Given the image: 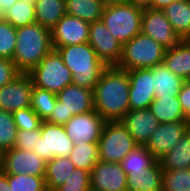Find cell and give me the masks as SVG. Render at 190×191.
Listing matches in <instances>:
<instances>
[{
  "label": "cell",
  "mask_w": 190,
  "mask_h": 191,
  "mask_svg": "<svg viewBox=\"0 0 190 191\" xmlns=\"http://www.w3.org/2000/svg\"><path fill=\"white\" fill-rule=\"evenodd\" d=\"M120 122L140 146L147 144L152 133L157 130L160 125V122L150 108L129 110Z\"/></svg>",
  "instance_id": "cell-18"
},
{
  "label": "cell",
  "mask_w": 190,
  "mask_h": 191,
  "mask_svg": "<svg viewBox=\"0 0 190 191\" xmlns=\"http://www.w3.org/2000/svg\"><path fill=\"white\" fill-rule=\"evenodd\" d=\"M106 121L95 111L72 116L66 124L65 131L73 145L98 143Z\"/></svg>",
  "instance_id": "cell-9"
},
{
  "label": "cell",
  "mask_w": 190,
  "mask_h": 191,
  "mask_svg": "<svg viewBox=\"0 0 190 191\" xmlns=\"http://www.w3.org/2000/svg\"><path fill=\"white\" fill-rule=\"evenodd\" d=\"M66 14L92 23L101 19L104 6L99 0H65Z\"/></svg>",
  "instance_id": "cell-28"
},
{
  "label": "cell",
  "mask_w": 190,
  "mask_h": 191,
  "mask_svg": "<svg viewBox=\"0 0 190 191\" xmlns=\"http://www.w3.org/2000/svg\"><path fill=\"white\" fill-rule=\"evenodd\" d=\"M16 40V28L6 20L0 21V58L12 60Z\"/></svg>",
  "instance_id": "cell-36"
},
{
  "label": "cell",
  "mask_w": 190,
  "mask_h": 191,
  "mask_svg": "<svg viewBox=\"0 0 190 191\" xmlns=\"http://www.w3.org/2000/svg\"><path fill=\"white\" fill-rule=\"evenodd\" d=\"M153 73L155 98L178 96L184 79L171 72L162 62L150 68Z\"/></svg>",
  "instance_id": "cell-21"
},
{
  "label": "cell",
  "mask_w": 190,
  "mask_h": 191,
  "mask_svg": "<svg viewBox=\"0 0 190 191\" xmlns=\"http://www.w3.org/2000/svg\"><path fill=\"white\" fill-rule=\"evenodd\" d=\"M16 35L12 61L21 73H29L53 50L51 31L33 23L16 28Z\"/></svg>",
  "instance_id": "cell-3"
},
{
  "label": "cell",
  "mask_w": 190,
  "mask_h": 191,
  "mask_svg": "<svg viewBox=\"0 0 190 191\" xmlns=\"http://www.w3.org/2000/svg\"><path fill=\"white\" fill-rule=\"evenodd\" d=\"M156 159L145 146L138 145L130 151L120 162L122 169L126 174L131 171H138L149 168Z\"/></svg>",
  "instance_id": "cell-32"
},
{
  "label": "cell",
  "mask_w": 190,
  "mask_h": 191,
  "mask_svg": "<svg viewBox=\"0 0 190 191\" xmlns=\"http://www.w3.org/2000/svg\"><path fill=\"white\" fill-rule=\"evenodd\" d=\"M68 157L76 168L91 172L99 161L98 143L73 145Z\"/></svg>",
  "instance_id": "cell-29"
},
{
  "label": "cell",
  "mask_w": 190,
  "mask_h": 191,
  "mask_svg": "<svg viewBox=\"0 0 190 191\" xmlns=\"http://www.w3.org/2000/svg\"><path fill=\"white\" fill-rule=\"evenodd\" d=\"M65 14V0H37L35 3V23L50 31Z\"/></svg>",
  "instance_id": "cell-24"
},
{
  "label": "cell",
  "mask_w": 190,
  "mask_h": 191,
  "mask_svg": "<svg viewBox=\"0 0 190 191\" xmlns=\"http://www.w3.org/2000/svg\"><path fill=\"white\" fill-rule=\"evenodd\" d=\"M17 126L12 112L0 110V152L3 153L15 145Z\"/></svg>",
  "instance_id": "cell-35"
},
{
  "label": "cell",
  "mask_w": 190,
  "mask_h": 191,
  "mask_svg": "<svg viewBox=\"0 0 190 191\" xmlns=\"http://www.w3.org/2000/svg\"><path fill=\"white\" fill-rule=\"evenodd\" d=\"M57 98L66 110V117L94 110V90L70 84L57 94Z\"/></svg>",
  "instance_id": "cell-19"
},
{
  "label": "cell",
  "mask_w": 190,
  "mask_h": 191,
  "mask_svg": "<svg viewBox=\"0 0 190 191\" xmlns=\"http://www.w3.org/2000/svg\"><path fill=\"white\" fill-rule=\"evenodd\" d=\"M176 0H151V8L162 10Z\"/></svg>",
  "instance_id": "cell-43"
},
{
  "label": "cell",
  "mask_w": 190,
  "mask_h": 191,
  "mask_svg": "<svg viewBox=\"0 0 190 191\" xmlns=\"http://www.w3.org/2000/svg\"><path fill=\"white\" fill-rule=\"evenodd\" d=\"M11 191H47L44 176L8 174Z\"/></svg>",
  "instance_id": "cell-34"
},
{
  "label": "cell",
  "mask_w": 190,
  "mask_h": 191,
  "mask_svg": "<svg viewBox=\"0 0 190 191\" xmlns=\"http://www.w3.org/2000/svg\"><path fill=\"white\" fill-rule=\"evenodd\" d=\"M88 43L107 67L118 65L123 45L111 35L101 19L90 23Z\"/></svg>",
  "instance_id": "cell-11"
},
{
  "label": "cell",
  "mask_w": 190,
  "mask_h": 191,
  "mask_svg": "<svg viewBox=\"0 0 190 191\" xmlns=\"http://www.w3.org/2000/svg\"><path fill=\"white\" fill-rule=\"evenodd\" d=\"M20 73L12 60L0 58V87L13 81Z\"/></svg>",
  "instance_id": "cell-40"
},
{
  "label": "cell",
  "mask_w": 190,
  "mask_h": 191,
  "mask_svg": "<svg viewBox=\"0 0 190 191\" xmlns=\"http://www.w3.org/2000/svg\"><path fill=\"white\" fill-rule=\"evenodd\" d=\"M17 0H0V4L2 5V8L6 11L8 8H10Z\"/></svg>",
  "instance_id": "cell-47"
},
{
  "label": "cell",
  "mask_w": 190,
  "mask_h": 191,
  "mask_svg": "<svg viewBox=\"0 0 190 191\" xmlns=\"http://www.w3.org/2000/svg\"><path fill=\"white\" fill-rule=\"evenodd\" d=\"M5 10L2 8V5L0 4V21L5 20Z\"/></svg>",
  "instance_id": "cell-48"
},
{
  "label": "cell",
  "mask_w": 190,
  "mask_h": 191,
  "mask_svg": "<svg viewBox=\"0 0 190 191\" xmlns=\"http://www.w3.org/2000/svg\"><path fill=\"white\" fill-rule=\"evenodd\" d=\"M163 63L175 75L190 80V41L182 39L176 46L166 49Z\"/></svg>",
  "instance_id": "cell-22"
},
{
  "label": "cell",
  "mask_w": 190,
  "mask_h": 191,
  "mask_svg": "<svg viewBox=\"0 0 190 191\" xmlns=\"http://www.w3.org/2000/svg\"><path fill=\"white\" fill-rule=\"evenodd\" d=\"M141 32L167 49L182 40L172 29L163 11L158 9H143Z\"/></svg>",
  "instance_id": "cell-12"
},
{
  "label": "cell",
  "mask_w": 190,
  "mask_h": 191,
  "mask_svg": "<svg viewBox=\"0 0 190 191\" xmlns=\"http://www.w3.org/2000/svg\"><path fill=\"white\" fill-rule=\"evenodd\" d=\"M99 1L104 7L128 2V0H99Z\"/></svg>",
  "instance_id": "cell-46"
},
{
  "label": "cell",
  "mask_w": 190,
  "mask_h": 191,
  "mask_svg": "<svg viewBox=\"0 0 190 191\" xmlns=\"http://www.w3.org/2000/svg\"><path fill=\"white\" fill-rule=\"evenodd\" d=\"M91 191H127V174L121 163L98 161L90 172Z\"/></svg>",
  "instance_id": "cell-15"
},
{
  "label": "cell",
  "mask_w": 190,
  "mask_h": 191,
  "mask_svg": "<svg viewBox=\"0 0 190 191\" xmlns=\"http://www.w3.org/2000/svg\"><path fill=\"white\" fill-rule=\"evenodd\" d=\"M129 3L141 8H151V0H128Z\"/></svg>",
  "instance_id": "cell-45"
},
{
  "label": "cell",
  "mask_w": 190,
  "mask_h": 191,
  "mask_svg": "<svg viewBox=\"0 0 190 191\" xmlns=\"http://www.w3.org/2000/svg\"><path fill=\"white\" fill-rule=\"evenodd\" d=\"M90 23L65 14L51 30L52 46L63 47L88 42Z\"/></svg>",
  "instance_id": "cell-17"
},
{
  "label": "cell",
  "mask_w": 190,
  "mask_h": 191,
  "mask_svg": "<svg viewBox=\"0 0 190 191\" xmlns=\"http://www.w3.org/2000/svg\"><path fill=\"white\" fill-rule=\"evenodd\" d=\"M21 1H25L27 4H32V5H35V3L37 2V0H21Z\"/></svg>",
  "instance_id": "cell-49"
},
{
  "label": "cell",
  "mask_w": 190,
  "mask_h": 191,
  "mask_svg": "<svg viewBox=\"0 0 190 191\" xmlns=\"http://www.w3.org/2000/svg\"><path fill=\"white\" fill-rule=\"evenodd\" d=\"M178 99L186 120H190V80L184 81L182 88L179 91Z\"/></svg>",
  "instance_id": "cell-41"
},
{
  "label": "cell",
  "mask_w": 190,
  "mask_h": 191,
  "mask_svg": "<svg viewBox=\"0 0 190 191\" xmlns=\"http://www.w3.org/2000/svg\"><path fill=\"white\" fill-rule=\"evenodd\" d=\"M41 136H37V143L33 152L48 162L54 157H68L73 148V142L68 137L63 125H56L43 121Z\"/></svg>",
  "instance_id": "cell-8"
},
{
  "label": "cell",
  "mask_w": 190,
  "mask_h": 191,
  "mask_svg": "<svg viewBox=\"0 0 190 191\" xmlns=\"http://www.w3.org/2000/svg\"><path fill=\"white\" fill-rule=\"evenodd\" d=\"M138 146L120 121H107L98 141L99 160L120 163Z\"/></svg>",
  "instance_id": "cell-7"
},
{
  "label": "cell",
  "mask_w": 190,
  "mask_h": 191,
  "mask_svg": "<svg viewBox=\"0 0 190 191\" xmlns=\"http://www.w3.org/2000/svg\"><path fill=\"white\" fill-rule=\"evenodd\" d=\"M5 20L15 28L33 24L35 23V5L17 0L6 10Z\"/></svg>",
  "instance_id": "cell-31"
},
{
  "label": "cell",
  "mask_w": 190,
  "mask_h": 191,
  "mask_svg": "<svg viewBox=\"0 0 190 191\" xmlns=\"http://www.w3.org/2000/svg\"><path fill=\"white\" fill-rule=\"evenodd\" d=\"M56 191H91L90 172L75 168Z\"/></svg>",
  "instance_id": "cell-37"
},
{
  "label": "cell",
  "mask_w": 190,
  "mask_h": 191,
  "mask_svg": "<svg viewBox=\"0 0 190 191\" xmlns=\"http://www.w3.org/2000/svg\"><path fill=\"white\" fill-rule=\"evenodd\" d=\"M70 118L71 117H66V110L62 106V102L57 99L55 108L45 121L56 125H64Z\"/></svg>",
  "instance_id": "cell-42"
},
{
  "label": "cell",
  "mask_w": 190,
  "mask_h": 191,
  "mask_svg": "<svg viewBox=\"0 0 190 191\" xmlns=\"http://www.w3.org/2000/svg\"><path fill=\"white\" fill-rule=\"evenodd\" d=\"M162 191H190V168L163 170Z\"/></svg>",
  "instance_id": "cell-33"
},
{
  "label": "cell",
  "mask_w": 190,
  "mask_h": 191,
  "mask_svg": "<svg viewBox=\"0 0 190 191\" xmlns=\"http://www.w3.org/2000/svg\"><path fill=\"white\" fill-rule=\"evenodd\" d=\"M75 168L69 157H54L46 162L44 177L47 191H56Z\"/></svg>",
  "instance_id": "cell-26"
},
{
  "label": "cell",
  "mask_w": 190,
  "mask_h": 191,
  "mask_svg": "<svg viewBox=\"0 0 190 191\" xmlns=\"http://www.w3.org/2000/svg\"><path fill=\"white\" fill-rule=\"evenodd\" d=\"M150 109L160 123L187 121L178 96L155 98Z\"/></svg>",
  "instance_id": "cell-27"
},
{
  "label": "cell",
  "mask_w": 190,
  "mask_h": 191,
  "mask_svg": "<svg viewBox=\"0 0 190 191\" xmlns=\"http://www.w3.org/2000/svg\"><path fill=\"white\" fill-rule=\"evenodd\" d=\"M1 157H2V153L0 152V167H1Z\"/></svg>",
  "instance_id": "cell-50"
},
{
  "label": "cell",
  "mask_w": 190,
  "mask_h": 191,
  "mask_svg": "<svg viewBox=\"0 0 190 191\" xmlns=\"http://www.w3.org/2000/svg\"><path fill=\"white\" fill-rule=\"evenodd\" d=\"M37 136H41V127L31 131L18 130L14 147L25 151H34L37 143Z\"/></svg>",
  "instance_id": "cell-39"
},
{
  "label": "cell",
  "mask_w": 190,
  "mask_h": 191,
  "mask_svg": "<svg viewBox=\"0 0 190 191\" xmlns=\"http://www.w3.org/2000/svg\"><path fill=\"white\" fill-rule=\"evenodd\" d=\"M163 169L158 160L149 168L127 174V191H161Z\"/></svg>",
  "instance_id": "cell-20"
},
{
  "label": "cell",
  "mask_w": 190,
  "mask_h": 191,
  "mask_svg": "<svg viewBox=\"0 0 190 191\" xmlns=\"http://www.w3.org/2000/svg\"><path fill=\"white\" fill-rule=\"evenodd\" d=\"M0 170L4 174L45 176L46 161L31 150L13 147L2 153Z\"/></svg>",
  "instance_id": "cell-10"
},
{
  "label": "cell",
  "mask_w": 190,
  "mask_h": 191,
  "mask_svg": "<svg viewBox=\"0 0 190 191\" xmlns=\"http://www.w3.org/2000/svg\"><path fill=\"white\" fill-rule=\"evenodd\" d=\"M127 73L130 82V110L150 108L155 99L152 70L150 68L134 69Z\"/></svg>",
  "instance_id": "cell-16"
},
{
  "label": "cell",
  "mask_w": 190,
  "mask_h": 191,
  "mask_svg": "<svg viewBox=\"0 0 190 191\" xmlns=\"http://www.w3.org/2000/svg\"><path fill=\"white\" fill-rule=\"evenodd\" d=\"M166 49L151 37L140 32L123 45L121 58L116 67L126 71L152 68L163 62Z\"/></svg>",
  "instance_id": "cell-5"
},
{
  "label": "cell",
  "mask_w": 190,
  "mask_h": 191,
  "mask_svg": "<svg viewBox=\"0 0 190 191\" xmlns=\"http://www.w3.org/2000/svg\"><path fill=\"white\" fill-rule=\"evenodd\" d=\"M12 116L17 130H36L40 128L43 122L31 107L16 110L12 112Z\"/></svg>",
  "instance_id": "cell-38"
},
{
  "label": "cell",
  "mask_w": 190,
  "mask_h": 191,
  "mask_svg": "<svg viewBox=\"0 0 190 191\" xmlns=\"http://www.w3.org/2000/svg\"><path fill=\"white\" fill-rule=\"evenodd\" d=\"M158 161L163 170L190 168V130Z\"/></svg>",
  "instance_id": "cell-25"
},
{
  "label": "cell",
  "mask_w": 190,
  "mask_h": 191,
  "mask_svg": "<svg viewBox=\"0 0 190 191\" xmlns=\"http://www.w3.org/2000/svg\"><path fill=\"white\" fill-rule=\"evenodd\" d=\"M0 191H11L8 183V174H4L2 171H0Z\"/></svg>",
  "instance_id": "cell-44"
},
{
  "label": "cell",
  "mask_w": 190,
  "mask_h": 191,
  "mask_svg": "<svg viewBox=\"0 0 190 191\" xmlns=\"http://www.w3.org/2000/svg\"><path fill=\"white\" fill-rule=\"evenodd\" d=\"M53 49L72 72V84L94 90L107 66L99 59L92 46L85 42Z\"/></svg>",
  "instance_id": "cell-2"
},
{
  "label": "cell",
  "mask_w": 190,
  "mask_h": 191,
  "mask_svg": "<svg viewBox=\"0 0 190 191\" xmlns=\"http://www.w3.org/2000/svg\"><path fill=\"white\" fill-rule=\"evenodd\" d=\"M126 70L107 67L94 88V110L107 121H120L130 110Z\"/></svg>",
  "instance_id": "cell-1"
},
{
  "label": "cell",
  "mask_w": 190,
  "mask_h": 191,
  "mask_svg": "<svg viewBox=\"0 0 190 191\" xmlns=\"http://www.w3.org/2000/svg\"><path fill=\"white\" fill-rule=\"evenodd\" d=\"M32 90L31 76L20 73L13 81L0 87V110L14 112L30 107Z\"/></svg>",
  "instance_id": "cell-14"
},
{
  "label": "cell",
  "mask_w": 190,
  "mask_h": 191,
  "mask_svg": "<svg viewBox=\"0 0 190 191\" xmlns=\"http://www.w3.org/2000/svg\"><path fill=\"white\" fill-rule=\"evenodd\" d=\"M57 99V94L33 86L30 107L42 121H45L55 108Z\"/></svg>",
  "instance_id": "cell-30"
},
{
  "label": "cell",
  "mask_w": 190,
  "mask_h": 191,
  "mask_svg": "<svg viewBox=\"0 0 190 191\" xmlns=\"http://www.w3.org/2000/svg\"><path fill=\"white\" fill-rule=\"evenodd\" d=\"M188 130V121L160 123L145 147L156 160H159L177 144Z\"/></svg>",
  "instance_id": "cell-13"
},
{
  "label": "cell",
  "mask_w": 190,
  "mask_h": 191,
  "mask_svg": "<svg viewBox=\"0 0 190 191\" xmlns=\"http://www.w3.org/2000/svg\"><path fill=\"white\" fill-rule=\"evenodd\" d=\"M172 29L181 39L190 37V0H176L162 9Z\"/></svg>",
  "instance_id": "cell-23"
},
{
  "label": "cell",
  "mask_w": 190,
  "mask_h": 191,
  "mask_svg": "<svg viewBox=\"0 0 190 191\" xmlns=\"http://www.w3.org/2000/svg\"><path fill=\"white\" fill-rule=\"evenodd\" d=\"M143 8L129 2L106 6L101 21L122 45L141 32Z\"/></svg>",
  "instance_id": "cell-4"
},
{
  "label": "cell",
  "mask_w": 190,
  "mask_h": 191,
  "mask_svg": "<svg viewBox=\"0 0 190 191\" xmlns=\"http://www.w3.org/2000/svg\"><path fill=\"white\" fill-rule=\"evenodd\" d=\"M28 74L32 78L33 86L55 94L72 84V72L54 49Z\"/></svg>",
  "instance_id": "cell-6"
}]
</instances>
